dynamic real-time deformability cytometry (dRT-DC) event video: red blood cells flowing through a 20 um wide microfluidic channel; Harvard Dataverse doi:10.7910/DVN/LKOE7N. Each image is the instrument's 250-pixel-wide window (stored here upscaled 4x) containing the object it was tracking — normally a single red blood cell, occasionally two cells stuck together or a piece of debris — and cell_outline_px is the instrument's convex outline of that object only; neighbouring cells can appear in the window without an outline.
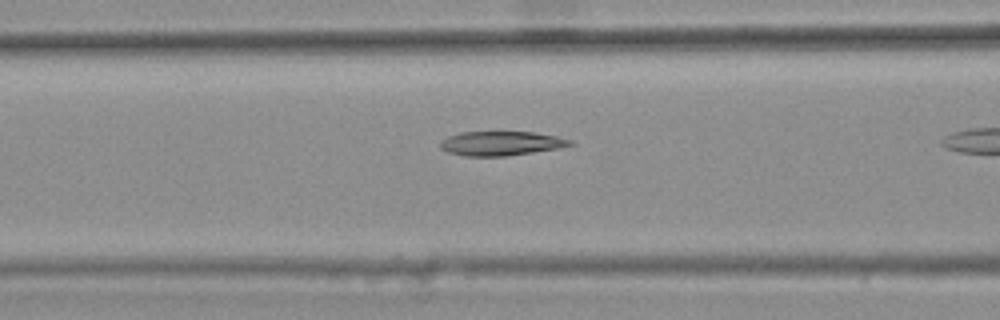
{"species": "common noctule bat (a hibernating species)", "species_latin": "Nyctalus noctula", "temperature_condition": "warm", "stored_images_in_passage": 11, "camera_frame_rate_fps": 3000, "um_per_image_px": 0.085, "animal": {"sex": "female", "body_mass_g": 25.1}, "frame": {"image": 1, "passage_image": 7, "time_ms": 2.0, "image_size_px": [1000, 320], "cell_outline_px": [[572, 144], [560, 148], [508, 156], [464, 156], [448, 152], [440, 148], [440, 140], [448, 136], [460, 132], [536, 132], [556, 136], [572, 140]], "centroid_in_image_um": [42.57, 12.19], "position_along_channel_um": 124.0, "area_um2": 18.44}}
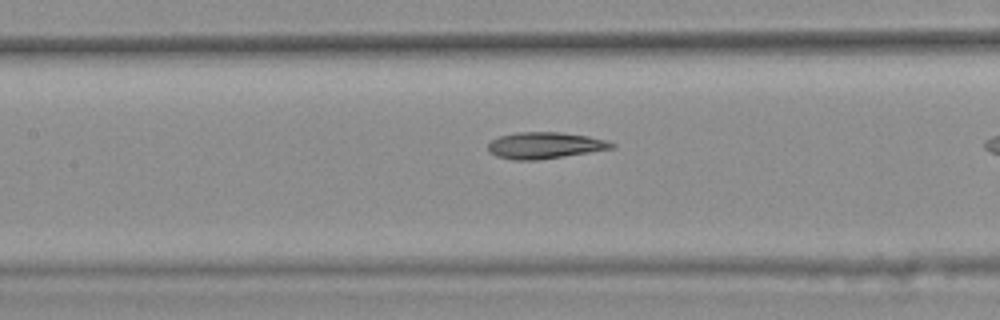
{"frame": {"image": 2, "passage_image": 10, "time_ms": 3.0, "image_size_px": [1000, 320], "cell_outline_px": [[616, 148], [564, 156], [536, 160], [512, 160], [496, 156], [488, 152], [488, 144], [492, 140], [500, 136], [516, 132], [560, 132], [588, 136], [604, 140], [616, 144]], "centroid_in_image_um": [46.3, 12.36], "position_along_channel_um": 161.1, "area_um2": 19.07}}